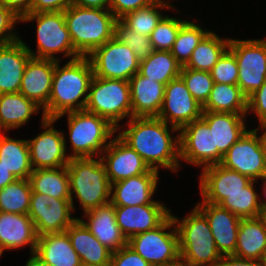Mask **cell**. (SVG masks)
Segmentation results:
<instances>
[{
	"instance_id": "obj_28",
	"label": "cell",
	"mask_w": 266,
	"mask_h": 266,
	"mask_svg": "<svg viewBox=\"0 0 266 266\" xmlns=\"http://www.w3.org/2000/svg\"><path fill=\"white\" fill-rule=\"evenodd\" d=\"M82 265L109 266L112 252L78 218L65 230Z\"/></svg>"
},
{
	"instance_id": "obj_19",
	"label": "cell",
	"mask_w": 266,
	"mask_h": 266,
	"mask_svg": "<svg viewBox=\"0 0 266 266\" xmlns=\"http://www.w3.org/2000/svg\"><path fill=\"white\" fill-rule=\"evenodd\" d=\"M159 179V172L150 169L145 174L115 182L111 184L110 203L114 206L165 204L153 200Z\"/></svg>"
},
{
	"instance_id": "obj_41",
	"label": "cell",
	"mask_w": 266,
	"mask_h": 266,
	"mask_svg": "<svg viewBox=\"0 0 266 266\" xmlns=\"http://www.w3.org/2000/svg\"><path fill=\"white\" fill-rule=\"evenodd\" d=\"M187 20L165 15L150 34L154 50L170 51L181 26Z\"/></svg>"
},
{
	"instance_id": "obj_15",
	"label": "cell",
	"mask_w": 266,
	"mask_h": 266,
	"mask_svg": "<svg viewBox=\"0 0 266 266\" xmlns=\"http://www.w3.org/2000/svg\"><path fill=\"white\" fill-rule=\"evenodd\" d=\"M220 165L259 182L266 176V161L258 133L248 129L223 155Z\"/></svg>"
},
{
	"instance_id": "obj_40",
	"label": "cell",
	"mask_w": 266,
	"mask_h": 266,
	"mask_svg": "<svg viewBox=\"0 0 266 266\" xmlns=\"http://www.w3.org/2000/svg\"><path fill=\"white\" fill-rule=\"evenodd\" d=\"M161 9L170 10L164 5L152 3L147 7L127 13L121 20L136 33L150 37L151 32L165 16L161 13Z\"/></svg>"
},
{
	"instance_id": "obj_60",
	"label": "cell",
	"mask_w": 266,
	"mask_h": 266,
	"mask_svg": "<svg viewBox=\"0 0 266 266\" xmlns=\"http://www.w3.org/2000/svg\"><path fill=\"white\" fill-rule=\"evenodd\" d=\"M4 250L0 247V257L2 256Z\"/></svg>"
},
{
	"instance_id": "obj_8",
	"label": "cell",
	"mask_w": 266,
	"mask_h": 266,
	"mask_svg": "<svg viewBox=\"0 0 266 266\" xmlns=\"http://www.w3.org/2000/svg\"><path fill=\"white\" fill-rule=\"evenodd\" d=\"M107 119L114 127L132 117L129 81L93 76L85 109Z\"/></svg>"
},
{
	"instance_id": "obj_55",
	"label": "cell",
	"mask_w": 266,
	"mask_h": 266,
	"mask_svg": "<svg viewBox=\"0 0 266 266\" xmlns=\"http://www.w3.org/2000/svg\"><path fill=\"white\" fill-rule=\"evenodd\" d=\"M25 266H52V265L44 262L35 253H32L31 257L27 260Z\"/></svg>"
},
{
	"instance_id": "obj_50",
	"label": "cell",
	"mask_w": 266,
	"mask_h": 266,
	"mask_svg": "<svg viewBox=\"0 0 266 266\" xmlns=\"http://www.w3.org/2000/svg\"><path fill=\"white\" fill-rule=\"evenodd\" d=\"M217 266H263L262 261L243 259L233 255H223Z\"/></svg>"
},
{
	"instance_id": "obj_56",
	"label": "cell",
	"mask_w": 266,
	"mask_h": 266,
	"mask_svg": "<svg viewBox=\"0 0 266 266\" xmlns=\"http://www.w3.org/2000/svg\"><path fill=\"white\" fill-rule=\"evenodd\" d=\"M262 182H263V184H261L262 185V191H263V194L262 195H264L265 196V198H266V176H264L262 179ZM265 198H263L264 200H262V198H261V194H259V205H260V208H261V210H262V213H264V212H266V199Z\"/></svg>"
},
{
	"instance_id": "obj_23",
	"label": "cell",
	"mask_w": 266,
	"mask_h": 266,
	"mask_svg": "<svg viewBox=\"0 0 266 266\" xmlns=\"http://www.w3.org/2000/svg\"><path fill=\"white\" fill-rule=\"evenodd\" d=\"M79 218L88 230L112 253L127 245V239L122 234L116 222L115 206L111 203L94 208L83 213ZM87 219L83 220V219Z\"/></svg>"
},
{
	"instance_id": "obj_18",
	"label": "cell",
	"mask_w": 266,
	"mask_h": 266,
	"mask_svg": "<svg viewBox=\"0 0 266 266\" xmlns=\"http://www.w3.org/2000/svg\"><path fill=\"white\" fill-rule=\"evenodd\" d=\"M201 202L219 205L229 194L243 191L252 180L220 164L202 169L199 176Z\"/></svg>"
},
{
	"instance_id": "obj_17",
	"label": "cell",
	"mask_w": 266,
	"mask_h": 266,
	"mask_svg": "<svg viewBox=\"0 0 266 266\" xmlns=\"http://www.w3.org/2000/svg\"><path fill=\"white\" fill-rule=\"evenodd\" d=\"M100 158L110 184L145 174L150 170L142 157L118 135L111 139Z\"/></svg>"
},
{
	"instance_id": "obj_48",
	"label": "cell",
	"mask_w": 266,
	"mask_h": 266,
	"mask_svg": "<svg viewBox=\"0 0 266 266\" xmlns=\"http://www.w3.org/2000/svg\"><path fill=\"white\" fill-rule=\"evenodd\" d=\"M152 3V0H110L109 10L117 19H121L127 13L147 7Z\"/></svg>"
},
{
	"instance_id": "obj_34",
	"label": "cell",
	"mask_w": 266,
	"mask_h": 266,
	"mask_svg": "<svg viewBox=\"0 0 266 266\" xmlns=\"http://www.w3.org/2000/svg\"><path fill=\"white\" fill-rule=\"evenodd\" d=\"M202 109L207 112L247 114V97L238 85L214 83Z\"/></svg>"
},
{
	"instance_id": "obj_51",
	"label": "cell",
	"mask_w": 266,
	"mask_h": 266,
	"mask_svg": "<svg viewBox=\"0 0 266 266\" xmlns=\"http://www.w3.org/2000/svg\"><path fill=\"white\" fill-rule=\"evenodd\" d=\"M0 3L21 18L30 12L32 0H0Z\"/></svg>"
},
{
	"instance_id": "obj_10",
	"label": "cell",
	"mask_w": 266,
	"mask_h": 266,
	"mask_svg": "<svg viewBox=\"0 0 266 266\" xmlns=\"http://www.w3.org/2000/svg\"><path fill=\"white\" fill-rule=\"evenodd\" d=\"M229 50L238 64V86L250 96L266 81V39H231Z\"/></svg>"
},
{
	"instance_id": "obj_37",
	"label": "cell",
	"mask_w": 266,
	"mask_h": 266,
	"mask_svg": "<svg viewBox=\"0 0 266 266\" xmlns=\"http://www.w3.org/2000/svg\"><path fill=\"white\" fill-rule=\"evenodd\" d=\"M257 182L252 180L243 191L229 194L219 205L241 219L262 216L259 194L254 187Z\"/></svg>"
},
{
	"instance_id": "obj_42",
	"label": "cell",
	"mask_w": 266,
	"mask_h": 266,
	"mask_svg": "<svg viewBox=\"0 0 266 266\" xmlns=\"http://www.w3.org/2000/svg\"><path fill=\"white\" fill-rule=\"evenodd\" d=\"M114 37L132 49L140 61L154 52L150 37L136 33L121 19L115 22Z\"/></svg>"
},
{
	"instance_id": "obj_22",
	"label": "cell",
	"mask_w": 266,
	"mask_h": 266,
	"mask_svg": "<svg viewBox=\"0 0 266 266\" xmlns=\"http://www.w3.org/2000/svg\"><path fill=\"white\" fill-rule=\"evenodd\" d=\"M56 60L31 57L25 67L19 93L42 110L50 98Z\"/></svg>"
},
{
	"instance_id": "obj_6",
	"label": "cell",
	"mask_w": 266,
	"mask_h": 266,
	"mask_svg": "<svg viewBox=\"0 0 266 266\" xmlns=\"http://www.w3.org/2000/svg\"><path fill=\"white\" fill-rule=\"evenodd\" d=\"M65 114L69 128L68 140L72 149L70 158H98L109 145L114 134L117 135V128L97 114L86 110Z\"/></svg>"
},
{
	"instance_id": "obj_39",
	"label": "cell",
	"mask_w": 266,
	"mask_h": 266,
	"mask_svg": "<svg viewBox=\"0 0 266 266\" xmlns=\"http://www.w3.org/2000/svg\"><path fill=\"white\" fill-rule=\"evenodd\" d=\"M211 30L203 29L194 21H186L180 28L170 50L175 59L184 66L190 59L193 50Z\"/></svg>"
},
{
	"instance_id": "obj_44",
	"label": "cell",
	"mask_w": 266,
	"mask_h": 266,
	"mask_svg": "<svg viewBox=\"0 0 266 266\" xmlns=\"http://www.w3.org/2000/svg\"><path fill=\"white\" fill-rule=\"evenodd\" d=\"M214 83L238 84V64L234 54L228 49L209 71Z\"/></svg>"
},
{
	"instance_id": "obj_25",
	"label": "cell",
	"mask_w": 266,
	"mask_h": 266,
	"mask_svg": "<svg viewBox=\"0 0 266 266\" xmlns=\"http://www.w3.org/2000/svg\"><path fill=\"white\" fill-rule=\"evenodd\" d=\"M38 235L35 225L28 214L0 212V247L5 250H15L30 247V253H35Z\"/></svg>"
},
{
	"instance_id": "obj_49",
	"label": "cell",
	"mask_w": 266,
	"mask_h": 266,
	"mask_svg": "<svg viewBox=\"0 0 266 266\" xmlns=\"http://www.w3.org/2000/svg\"><path fill=\"white\" fill-rule=\"evenodd\" d=\"M71 4L72 0H32L29 13L62 12Z\"/></svg>"
},
{
	"instance_id": "obj_12",
	"label": "cell",
	"mask_w": 266,
	"mask_h": 266,
	"mask_svg": "<svg viewBox=\"0 0 266 266\" xmlns=\"http://www.w3.org/2000/svg\"><path fill=\"white\" fill-rule=\"evenodd\" d=\"M180 161L201 169L220 164L223 156L214 148L213 130L202 119L190 122L179 130Z\"/></svg>"
},
{
	"instance_id": "obj_53",
	"label": "cell",
	"mask_w": 266,
	"mask_h": 266,
	"mask_svg": "<svg viewBox=\"0 0 266 266\" xmlns=\"http://www.w3.org/2000/svg\"><path fill=\"white\" fill-rule=\"evenodd\" d=\"M17 178L0 161V189L14 182Z\"/></svg>"
},
{
	"instance_id": "obj_21",
	"label": "cell",
	"mask_w": 266,
	"mask_h": 266,
	"mask_svg": "<svg viewBox=\"0 0 266 266\" xmlns=\"http://www.w3.org/2000/svg\"><path fill=\"white\" fill-rule=\"evenodd\" d=\"M170 213L171 210L164 204L115 206L116 222L127 240L158 227Z\"/></svg>"
},
{
	"instance_id": "obj_52",
	"label": "cell",
	"mask_w": 266,
	"mask_h": 266,
	"mask_svg": "<svg viewBox=\"0 0 266 266\" xmlns=\"http://www.w3.org/2000/svg\"><path fill=\"white\" fill-rule=\"evenodd\" d=\"M72 4L83 8H110V0H72Z\"/></svg>"
},
{
	"instance_id": "obj_32",
	"label": "cell",
	"mask_w": 266,
	"mask_h": 266,
	"mask_svg": "<svg viewBox=\"0 0 266 266\" xmlns=\"http://www.w3.org/2000/svg\"><path fill=\"white\" fill-rule=\"evenodd\" d=\"M0 161L17 178L28 179L33 172L27 139L0 138Z\"/></svg>"
},
{
	"instance_id": "obj_20",
	"label": "cell",
	"mask_w": 266,
	"mask_h": 266,
	"mask_svg": "<svg viewBox=\"0 0 266 266\" xmlns=\"http://www.w3.org/2000/svg\"><path fill=\"white\" fill-rule=\"evenodd\" d=\"M195 207L206 217L219 253L233 255L241 218L220 205L198 202Z\"/></svg>"
},
{
	"instance_id": "obj_1",
	"label": "cell",
	"mask_w": 266,
	"mask_h": 266,
	"mask_svg": "<svg viewBox=\"0 0 266 266\" xmlns=\"http://www.w3.org/2000/svg\"><path fill=\"white\" fill-rule=\"evenodd\" d=\"M117 128L118 136L134 149L150 167L174 173L182 167L180 161L179 130L158 117H131ZM122 128V129H121ZM119 130V131H118ZM177 132V136L171 135Z\"/></svg>"
},
{
	"instance_id": "obj_4",
	"label": "cell",
	"mask_w": 266,
	"mask_h": 266,
	"mask_svg": "<svg viewBox=\"0 0 266 266\" xmlns=\"http://www.w3.org/2000/svg\"><path fill=\"white\" fill-rule=\"evenodd\" d=\"M170 214L178 233L180 266H217L222 255L206 217L196 207L182 219Z\"/></svg>"
},
{
	"instance_id": "obj_38",
	"label": "cell",
	"mask_w": 266,
	"mask_h": 266,
	"mask_svg": "<svg viewBox=\"0 0 266 266\" xmlns=\"http://www.w3.org/2000/svg\"><path fill=\"white\" fill-rule=\"evenodd\" d=\"M32 190L28 179H16L0 189V212L28 214Z\"/></svg>"
},
{
	"instance_id": "obj_2",
	"label": "cell",
	"mask_w": 266,
	"mask_h": 266,
	"mask_svg": "<svg viewBox=\"0 0 266 266\" xmlns=\"http://www.w3.org/2000/svg\"><path fill=\"white\" fill-rule=\"evenodd\" d=\"M56 61L50 98L42 116L57 122L65 113L84 110L94 76L88 57L69 60L63 67Z\"/></svg>"
},
{
	"instance_id": "obj_13",
	"label": "cell",
	"mask_w": 266,
	"mask_h": 266,
	"mask_svg": "<svg viewBox=\"0 0 266 266\" xmlns=\"http://www.w3.org/2000/svg\"><path fill=\"white\" fill-rule=\"evenodd\" d=\"M41 117L43 131L36 137L27 139L33 170L67 166L71 159L66 152L67 135L54 128V119Z\"/></svg>"
},
{
	"instance_id": "obj_11",
	"label": "cell",
	"mask_w": 266,
	"mask_h": 266,
	"mask_svg": "<svg viewBox=\"0 0 266 266\" xmlns=\"http://www.w3.org/2000/svg\"><path fill=\"white\" fill-rule=\"evenodd\" d=\"M99 78L129 81L139 72L140 60L127 45L113 37L88 56Z\"/></svg>"
},
{
	"instance_id": "obj_24",
	"label": "cell",
	"mask_w": 266,
	"mask_h": 266,
	"mask_svg": "<svg viewBox=\"0 0 266 266\" xmlns=\"http://www.w3.org/2000/svg\"><path fill=\"white\" fill-rule=\"evenodd\" d=\"M31 57L21 38L0 44V94L19 93L24 70Z\"/></svg>"
},
{
	"instance_id": "obj_5",
	"label": "cell",
	"mask_w": 266,
	"mask_h": 266,
	"mask_svg": "<svg viewBox=\"0 0 266 266\" xmlns=\"http://www.w3.org/2000/svg\"><path fill=\"white\" fill-rule=\"evenodd\" d=\"M66 167L74 212V197L83 213L110 203L111 184L100 157L71 158Z\"/></svg>"
},
{
	"instance_id": "obj_33",
	"label": "cell",
	"mask_w": 266,
	"mask_h": 266,
	"mask_svg": "<svg viewBox=\"0 0 266 266\" xmlns=\"http://www.w3.org/2000/svg\"><path fill=\"white\" fill-rule=\"evenodd\" d=\"M28 180L33 192L58 199H71L66 166L33 170Z\"/></svg>"
},
{
	"instance_id": "obj_9",
	"label": "cell",
	"mask_w": 266,
	"mask_h": 266,
	"mask_svg": "<svg viewBox=\"0 0 266 266\" xmlns=\"http://www.w3.org/2000/svg\"><path fill=\"white\" fill-rule=\"evenodd\" d=\"M127 245L151 266H180L178 233L171 214L158 227L130 237Z\"/></svg>"
},
{
	"instance_id": "obj_35",
	"label": "cell",
	"mask_w": 266,
	"mask_h": 266,
	"mask_svg": "<svg viewBox=\"0 0 266 266\" xmlns=\"http://www.w3.org/2000/svg\"><path fill=\"white\" fill-rule=\"evenodd\" d=\"M229 38H220L210 31L193 50L188 62L182 68L210 71L221 56L229 49Z\"/></svg>"
},
{
	"instance_id": "obj_14",
	"label": "cell",
	"mask_w": 266,
	"mask_h": 266,
	"mask_svg": "<svg viewBox=\"0 0 266 266\" xmlns=\"http://www.w3.org/2000/svg\"><path fill=\"white\" fill-rule=\"evenodd\" d=\"M71 199H58L32 191L28 215L32 219L38 236L64 232L78 218Z\"/></svg>"
},
{
	"instance_id": "obj_7",
	"label": "cell",
	"mask_w": 266,
	"mask_h": 266,
	"mask_svg": "<svg viewBox=\"0 0 266 266\" xmlns=\"http://www.w3.org/2000/svg\"><path fill=\"white\" fill-rule=\"evenodd\" d=\"M36 21L37 50L34 52L25 43V47L32 57L53 59L60 61L57 54L70 60L81 57L72 44V39L66 25L64 11L62 12H37L27 13L20 18V22ZM57 56V57H56Z\"/></svg>"
},
{
	"instance_id": "obj_31",
	"label": "cell",
	"mask_w": 266,
	"mask_h": 266,
	"mask_svg": "<svg viewBox=\"0 0 266 266\" xmlns=\"http://www.w3.org/2000/svg\"><path fill=\"white\" fill-rule=\"evenodd\" d=\"M41 108L21 93L0 94V125L6 133L21 128Z\"/></svg>"
},
{
	"instance_id": "obj_30",
	"label": "cell",
	"mask_w": 266,
	"mask_h": 266,
	"mask_svg": "<svg viewBox=\"0 0 266 266\" xmlns=\"http://www.w3.org/2000/svg\"><path fill=\"white\" fill-rule=\"evenodd\" d=\"M266 250V219L259 216L240 220L233 256L262 261Z\"/></svg>"
},
{
	"instance_id": "obj_46",
	"label": "cell",
	"mask_w": 266,
	"mask_h": 266,
	"mask_svg": "<svg viewBox=\"0 0 266 266\" xmlns=\"http://www.w3.org/2000/svg\"><path fill=\"white\" fill-rule=\"evenodd\" d=\"M252 112L260 125H266V81L247 97V114Z\"/></svg>"
},
{
	"instance_id": "obj_58",
	"label": "cell",
	"mask_w": 266,
	"mask_h": 266,
	"mask_svg": "<svg viewBox=\"0 0 266 266\" xmlns=\"http://www.w3.org/2000/svg\"><path fill=\"white\" fill-rule=\"evenodd\" d=\"M262 263H263V266H266V250H265L264 256L262 258Z\"/></svg>"
},
{
	"instance_id": "obj_36",
	"label": "cell",
	"mask_w": 266,
	"mask_h": 266,
	"mask_svg": "<svg viewBox=\"0 0 266 266\" xmlns=\"http://www.w3.org/2000/svg\"><path fill=\"white\" fill-rule=\"evenodd\" d=\"M181 69L182 65L170 51L154 50L148 58L140 61L139 73L166 85L180 76Z\"/></svg>"
},
{
	"instance_id": "obj_45",
	"label": "cell",
	"mask_w": 266,
	"mask_h": 266,
	"mask_svg": "<svg viewBox=\"0 0 266 266\" xmlns=\"http://www.w3.org/2000/svg\"><path fill=\"white\" fill-rule=\"evenodd\" d=\"M20 23L18 17L11 9L0 3V44H8L20 39L15 26Z\"/></svg>"
},
{
	"instance_id": "obj_57",
	"label": "cell",
	"mask_w": 266,
	"mask_h": 266,
	"mask_svg": "<svg viewBox=\"0 0 266 266\" xmlns=\"http://www.w3.org/2000/svg\"><path fill=\"white\" fill-rule=\"evenodd\" d=\"M152 1H153V3L164 5V6L168 7L170 10L175 11L177 9V8H175V6L173 4L169 3L171 0L170 1L169 0H152Z\"/></svg>"
},
{
	"instance_id": "obj_16",
	"label": "cell",
	"mask_w": 266,
	"mask_h": 266,
	"mask_svg": "<svg viewBox=\"0 0 266 266\" xmlns=\"http://www.w3.org/2000/svg\"><path fill=\"white\" fill-rule=\"evenodd\" d=\"M202 105L198 103L179 76L165 85L163 105L158 118L180 130L202 117Z\"/></svg>"
},
{
	"instance_id": "obj_29",
	"label": "cell",
	"mask_w": 266,
	"mask_h": 266,
	"mask_svg": "<svg viewBox=\"0 0 266 266\" xmlns=\"http://www.w3.org/2000/svg\"><path fill=\"white\" fill-rule=\"evenodd\" d=\"M35 254L52 266H82L66 231L38 236Z\"/></svg>"
},
{
	"instance_id": "obj_27",
	"label": "cell",
	"mask_w": 266,
	"mask_h": 266,
	"mask_svg": "<svg viewBox=\"0 0 266 266\" xmlns=\"http://www.w3.org/2000/svg\"><path fill=\"white\" fill-rule=\"evenodd\" d=\"M247 114L203 111L202 119L213 130L214 148L223 156L248 130L245 122Z\"/></svg>"
},
{
	"instance_id": "obj_47",
	"label": "cell",
	"mask_w": 266,
	"mask_h": 266,
	"mask_svg": "<svg viewBox=\"0 0 266 266\" xmlns=\"http://www.w3.org/2000/svg\"><path fill=\"white\" fill-rule=\"evenodd\" d=\"M109 266H151L128 245L113 252Z\"/></svg>"
},
{
	"instance_id": "obj_59",
	"label": "cell",
	"mask_w": 266,
	"mask_h": 266,
	"mask_svg": "<svg viewBox=\"0 0 266 266\" xmlns=\"http://www.w3.org/2000/svg\"><path fill=\"white\" fill-rule=\"evenodd\" d=\"M4 132L6 131L3 129V127L0 125V138L4 135Z\"/></svg>"
},
{
	"instance_id": "obj_26",
	"label": "cell",
	"mask_w": 266,
	"mask_h": 266,
	"mask_svg": "<svg viewBox=\"0 0 266 266\" xmlns=\"http://www.w3.org/2000/svg\"><path fill=\"white\" fill-rule=\"evenodd\" d=\"M132 117H157L163 105L165 85L139 72L130 80Z\"/></svg>"
},
{
	"instance_id": "obj_43",
	"label": "cell",
	"mask_w": 266,
	"mask_h": 266,
	"mask_svg": "<svg viewBox=\"0 0 266 266\" xmlns=\"http://www.w3.org/2000/svg\"><path fill=\"white\" fill-rule=\"evenodd\" d=\"M180 77L194 99L203 106L208 100L212 87L214 86L210 72L182 68Z\"/></svg>"
},
{
	"instance_id": "obj_3",
	"label": "cell",
	"mask_w": 266,
	"mask_h": 266,
	"mask_svg": "<svg viewBox=\"0 0 266 266\" xmlns=\"http://www.w3.org/2000/svg\"><path fill=\"white\" fill-rule=\"evenodd\" d=\"M74 50L88 57L114 37L117 18L109 9L83 8L74 4L64 10Z\"/></svg>"
},
{
	"instance_id": "obj_54",
	"label": "cell",
	"mask_w": 266,
	"mask_h": 266,
	"mask_svg": "<svg viewBox=\"0 0 266 266\" xmlns=\"http://www.w3.org/2000/svg\"><path fill=\"white\" fill-rule=\"evenodd\" d=\"M253 130L256 133H258V139L260 141V146L262 148V152H263V155H264L265 161H266V125H259L257 128H253ZM259 130L263 131L262 134L260 133V136H259Z\"/></svg>"
}]
</instances>
